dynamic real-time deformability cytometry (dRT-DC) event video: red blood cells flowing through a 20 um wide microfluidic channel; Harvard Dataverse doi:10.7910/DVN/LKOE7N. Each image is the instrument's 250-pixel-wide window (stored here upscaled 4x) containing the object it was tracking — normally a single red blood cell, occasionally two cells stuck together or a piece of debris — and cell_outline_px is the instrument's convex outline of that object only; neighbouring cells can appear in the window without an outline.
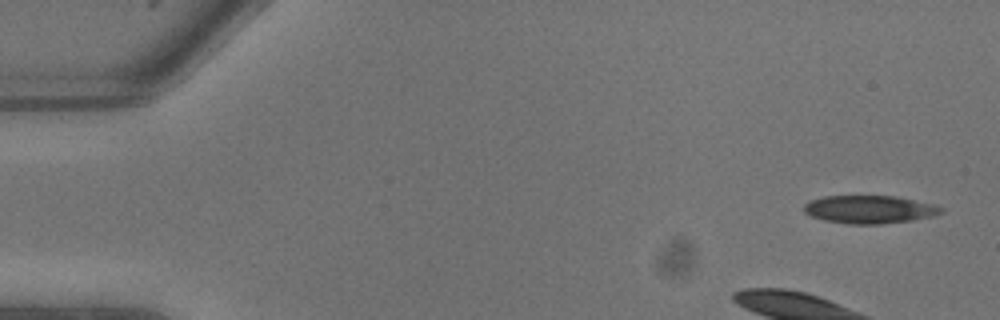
{"species": "common noctule bat (a hibernating species)", "species_latin": "Nyctalus noctula", "temperature_condition": "warm", "stored_images_in_passage": 4, "camera_frame_rate_fps": 3000, "um_per_image_px": 0.085, "animal": {"sex": "male", "body_mass_g": 13.3}, "frame": {"image": 1, "passage_image": 1, "time_ms": 0.0, "image_size_px": [1000, 320], "cell_outline_px": [[944, 212], [936, 216], [912, 220], [880, 224], [848, 224], [824, 220], [812, 216], [804, 212], [804, 204], [812, 200], [824, 196], [896, 196], [936, 204], [944, 208]], "centroid_in_image_um": [73.98, 17.8], "position_along_channel_um": 11.0, "area_um2": 22.54}}